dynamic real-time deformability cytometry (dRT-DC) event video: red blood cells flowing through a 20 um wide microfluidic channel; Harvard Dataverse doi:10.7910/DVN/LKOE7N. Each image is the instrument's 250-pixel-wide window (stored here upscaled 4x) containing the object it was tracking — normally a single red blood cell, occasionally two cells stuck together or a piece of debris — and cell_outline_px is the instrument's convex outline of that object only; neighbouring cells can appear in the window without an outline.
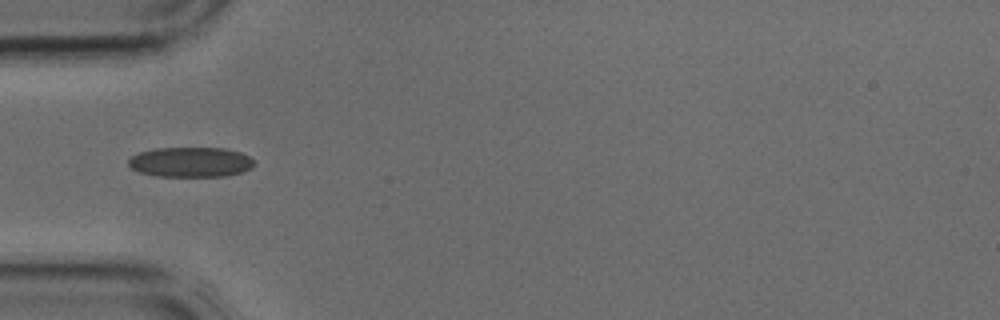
{"species": "common noctule bat (a hibernating species)", "species_latin": "Nyctalus noctula", "temperature_condition": "cold", "stored_images_in_passage": 1, "camera_frame_rate_fps": 3000, "um_per_image_px": 0.085, "animal": {"sex": "male", "body_mass_g": 17.9, "forearm_length_mm": 54.2}, "frame": {"image": 1, "passage_image": 1, "time_ms": 0.0, "image_size_px": [1000, 320], "cell_outline_px": [[256, 164], [252, 168], [244, 172], [224, 176], [156, 176], [140, 172], [132, 168], [128, 164], [128, 160], [132, 156], [140, 152], [156, 148], [224, 148], [240, 152], [248, 156]], "centroid_in_image_um": [16.23, 13.78], "position_along_channel_um": 68.8, "area_um2": 21.96}}